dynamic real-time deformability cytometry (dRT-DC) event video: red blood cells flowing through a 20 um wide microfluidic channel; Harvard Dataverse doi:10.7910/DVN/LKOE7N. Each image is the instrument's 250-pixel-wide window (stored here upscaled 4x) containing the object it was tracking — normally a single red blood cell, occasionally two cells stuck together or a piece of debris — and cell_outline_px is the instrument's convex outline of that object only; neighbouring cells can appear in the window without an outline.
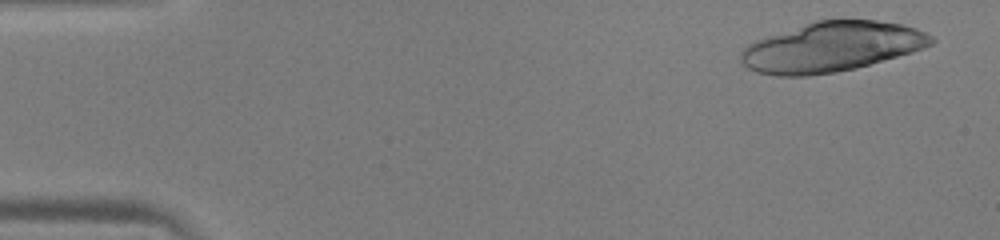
{"species": "human", "species_latin": "Homo sapiens", "temperature_condition": "warm", "stored_images_in_passage": 33, "camera_frame_rate_fps": 3000, "um_per_image_px": 0.085, "donor": {"sex": "male"}, "frame": {"image": 1, "passage_image": 3, "time_ms": 0.667, "image_size_px": [1000, 240], "cell_outline_px": [[936, 40], [932, 44], [924, 48], [912, 52], [856, 68], [836, 72], [808, 76], [776, 76], [756, 72], [748, 68], [740, 60], [740, 52], [748, 44], [756, 40], [812, 20], [876, 20], [904, 24], [916, 28], [932, 36]], "centroid_in_image_um": [70.68, 3.99], "position_along_channel_um": 14.3, "area_um2": 55.49}}
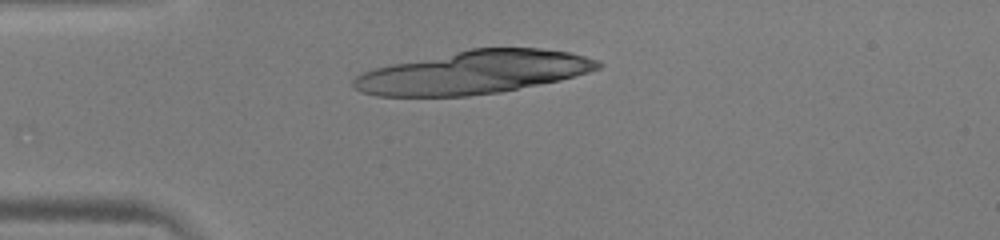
{"frame": {"image": 2, "passage_image": 13, "time_ms": 4.0, "image_size_px": [1000, 240], "cell_outline_px": [[604, 64], [600, 68], [576, 76], [560, 80], [500, 92], [468, 96], [376, 96], [360, 92], [352, 84], [352, 80], [356, 76], [364, 72], [376, 68], [392, 64], [472, 48], [540, 48], [568, 52], [600, 60]], "centroid_in_image_um": [40.28, 6.16], "position_along_channel_um": 44.7, "area_um2": 61.15}}